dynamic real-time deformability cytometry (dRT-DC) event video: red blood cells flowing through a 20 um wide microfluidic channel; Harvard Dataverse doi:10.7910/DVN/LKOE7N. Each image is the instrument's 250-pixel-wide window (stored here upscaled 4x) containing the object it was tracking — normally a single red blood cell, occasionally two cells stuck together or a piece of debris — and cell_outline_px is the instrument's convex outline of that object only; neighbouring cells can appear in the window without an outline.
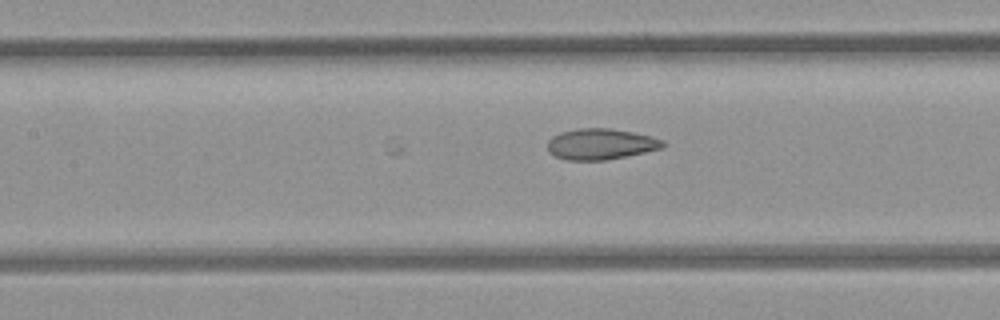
{"species": "common noctule bat (a hibernating species)", "species_latin": "Nyctalus noctula", "temperature_condition": "room temperature", "stored_images_in_passage": 29, "camera_frame_rate_fps": 3000, "um_per_image_px": 0.085, "animal": {"sex": "female", "body_mass_g": 21.9}, "frame": {"image": 1, "passage_image": 21, "time_ms": 6.667, "image_size_px": [1000, 320], "cell_outline_px": [[664, 144], [660, 148], [644, 152], [604, 160], [568, 160], [556, 156], [548, 152], [548, 140], [552, 136], [560, 132], [576, 128], [608, 128], [632, 132], [664, 140]], "centroid_in_image_um": [51.0, 12.24], "position_along_channel_um": 156.4, "area_um2": 20.52}}
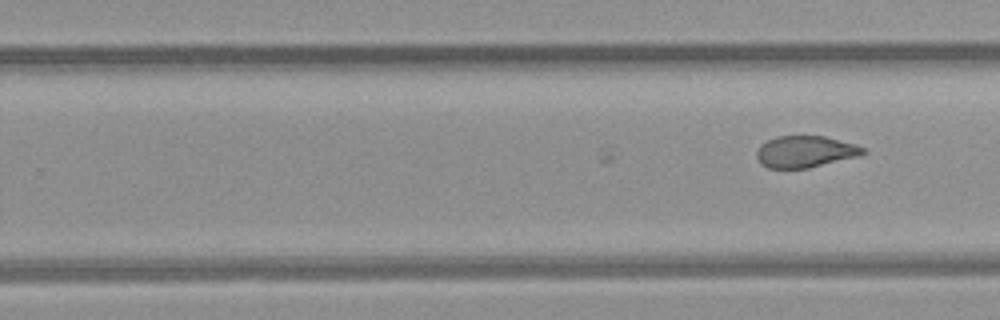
{"frame": {"image": 2, "passage_image": 29, "time_ms": 9.333, "image_size_px": [1000, 320], "cell_outline_px": [[864, 152], [856, 156], [808, 168], [768, 168], [760, 164], [756, 156], [756, 152], [760, 144], [776, 136], [824, 136], [856, 144], [864, 148]], "centroid_in_image_um": [68.38, 12.88], "position_along_channel_um": 261.4, "area_um2": 19.42}}